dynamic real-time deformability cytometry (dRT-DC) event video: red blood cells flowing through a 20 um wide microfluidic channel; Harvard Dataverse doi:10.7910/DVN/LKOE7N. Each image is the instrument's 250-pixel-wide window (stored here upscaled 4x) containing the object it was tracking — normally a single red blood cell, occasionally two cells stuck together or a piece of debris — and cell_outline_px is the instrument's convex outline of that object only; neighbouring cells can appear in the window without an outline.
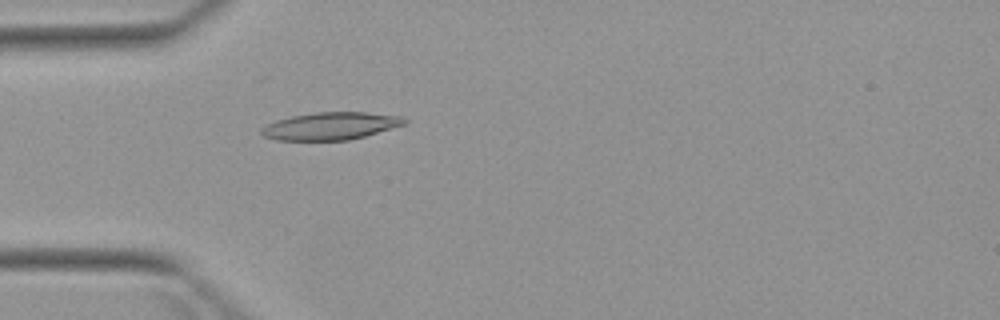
{"species": "Egyptian fruit bat (a non-hibernating species)", "species_latin": "Rousettus aegyptiacus", "temperature_condition": "warm", "stored_images_in_passage": 2, "camera_frame_rate_fps": 3000, "um_per_image_px": 0.085, "animal": {"sex": "female"}, "frame": {"image": 1, "passage_image": 2, "time_ms": 1.333, "image_size_px": [1000, 320], "cell_outline_px": [[408, 120], [404, 124], [364, 136], [348, 140], [276, 140], [264, 136], [260, 132], [260, 128], [276, 120], [292, 116], [316, 112], [368, 112], [400, 116]], "centroid_in_image_um": [28.07, 10.7], "position_along_channel_um": 56.9, "area_um2": 22.72}}